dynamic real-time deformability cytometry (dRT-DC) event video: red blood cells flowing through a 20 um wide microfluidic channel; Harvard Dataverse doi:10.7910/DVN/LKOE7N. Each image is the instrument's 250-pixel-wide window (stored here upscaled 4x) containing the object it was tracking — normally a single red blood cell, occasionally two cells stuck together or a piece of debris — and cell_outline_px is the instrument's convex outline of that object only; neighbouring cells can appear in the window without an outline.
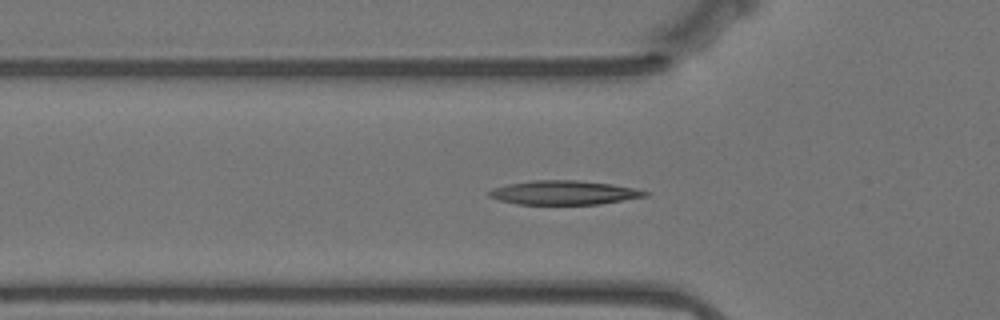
{"species": "Egyptian fruit bat (a non-hibernating species)", "species_latin": "Rousettus aegyptiacus", "temperature_condition": "warm", "stored_images_in_passage": 42, "segment_of_instrument_passage": [1, 2], "camera_frame_rate_fps": 3000, "um_per_image_px": 0.085, "animal": {"sex": "female"}, "frame": {"image": 1, "passage_image": 2, "time_ms": 0.333, "image_size_px": [1000, 320], "cell_outline_px": [[648, 196], [600, 204], [516, 204], [500, 200], [488, 196], [488, 192], [492, 188], [508, 184], [532, 180], [576, 180], [612, 184], [636, 188], [648, 192]], "centroid_in_image_um": [47.94, 16.37], "position_along_channel_um": 77.9, "area_um2": 21.85}}
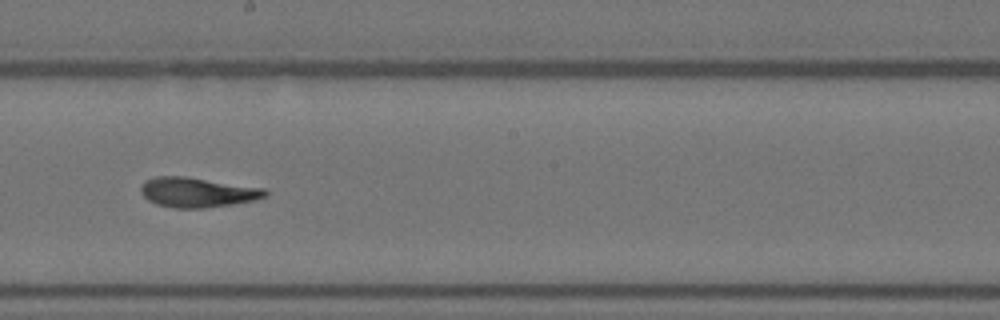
{"frame": {"image": 2, "passage_image": 15, "time_ms": 4.667, "image_size_px": [1000, 320], "cell_outline_px": [[268, 196], [252, 200], [232, 204], [204, 208], [176, 208], [156, 204], [148, 200], [140, 192], [140, 188], [148, 180], [156, 176], [188, 176], [264, 188], [268, 192]], "centroid_in_image_um": [16.79, 16.34], "position_along_channel_um": 231.4, "area_um2": 21.56}}
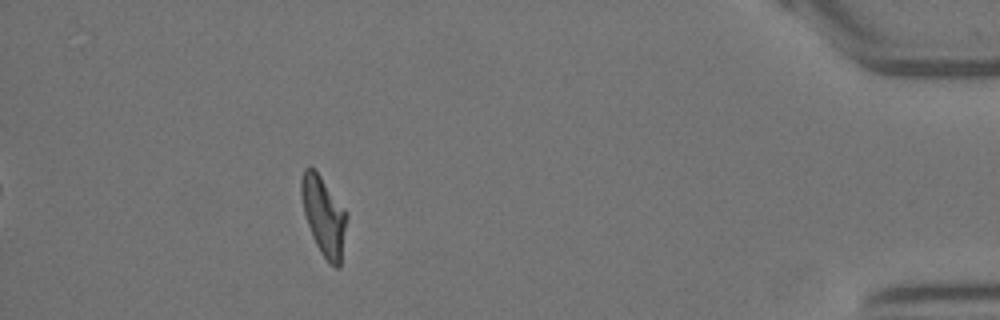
{"frame": {"image": 3, "passage_image": 35, "time_ms": 11.333, "image_size_px": [1000, 320], "cell_outline_px": [[348, 216], [340, 264], [336, 268], [328, 264], [320, 252], [312, 236], [304, 212], [300, 196], [300, 180], [304, 168], [316, 168], [348, 212]], "centroid_in_image_um": [27.52, 18.31], "position_along_channel_um": 407.7, "area_um2": 21.27}}